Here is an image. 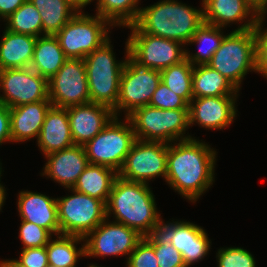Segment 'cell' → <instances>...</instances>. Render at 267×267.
<instances>
[{
  "label": "cell",
  "instance_id": "obj_1",
  "mask_svg": "<svg viewBox=\"0 0 267 267\" xmlns=\"http://www.w3.org/2000/svg\"><path fill=\"white\" fill-rule=\"evenodd\" d=\"M191 138L168 144L165 182L195 203L214 183L216 151L205 141Z\"/></svg>",
  "mask_w": 267,
  "mask_h": 267
},
{
  "label": "cell",
  "instance_id": "obj_2",
  "mask_svg": "<svg viewBox=\"0 0 267 267\" xmlns=\"http://www.w3.org/2000/svg\"><path fill=\"white\" fill-rule=\"evenodd\" d=\"M154 196L149 184L117 176L106 203V217L113 214L114 221L136 230L141 236L151 235L159 231L162 223Z\"/></svg>",
  "mask_w": 267,
  "mask_h": 267
},
{
  "label": "cell",
  "instance_id": "obj_3",
  "mask_svg": "<svg viewBox=\"0 0 267 267\" xmlns=\"http://www.w3.org/2000/svg\"><path fill=\"white\" fill-rule=\"evenodd\" d=\"M201 6L196 9L178 0H161L141 7L134 24L144 33L188 46V41L204 23L202 3Z\"/></svg>",
  "mask_w": 267,
  "mask_h": 267
},
{
  "label": "cell",
  "instance_id": "obj_4",
  "mask_svg": "<svg viewBox=\"0 0 267 267\" xmlns=\"http://www.w3.org/2000/svg\"><path fill=\"white\" fill-rule=\"evenodd\" d=\"M126 57L116 60L110 38L99 48L93 50L84 58L90 102L110 107H116L119 98L120 79L128 54L126 41Z\"/></svg>",
  "mask_w": 267,
  "mask_h": 267
},
{
  "label": "cell",
  "instance_id": "obj_5",
  "mask_svg": "<svg viewBox=\"0 0 267 267\" xmlns=\"http://www.w3.org/2000/svg\"><path fill=\"white\" fill-rule=\"evenodd\" d=\"M136 139L170 144L194 138L189 129V109H160L152 106L137 108L127 116Z\"/></svg>",
  "mask_w": 267,
  "mask_h": 267
},
{
  "label": "cell",
  "instance_id": "obj_6",
  "mask_svg": "<svg viewBox=\"0 0 267 267\" xmlns=\"http://www.w3.org/2000/svg\"><path fill=\"white\" fill-rule=\"evenodd\" d=\"M228 79L238 90L244 77L256 73V40L254 30L227 33L207 64Z\"/></svg>",
  "mask_w": 267,
  "mask_h": 267
},
{
  "label": "cell",
  "instance_id": "obj_7",
  "mask_svg": "<svg viewBox=\"0 0 267 267\" xmlns=\"http://www.w3.org/2000/svg\"><path fill=\"white\" fill-rule=\"evenodd\" d=\"M124 118L125 122L114 116L102 131L84 145L89 164L119 172L136 141L131 122Z\"/></svg>",
  "mask_w": 267,
  "mask_h": 267
},
{
  "label": "cell",
  "instance_id": "obj_8",
  "mask_svg": "<svg viewBox=\"0 0 267 267\" xmlns=\"http://www.w3.org/2000/svg\"><path fill=\"white\" fill-rule=\"evenodd\" d=\"M95 15L77 12L55 35L67 58L84 59L110 38L108 34L113 26Z\"/></svg>",
  "mask_w": 267,
  "mask_h": 267
},
{
  "label": "cell",
  "instance_id": "obj_9",
  "mask_svg": "<svg viewBox=\"0 0 267 267\" xmlns=\"http://www.w3.org/2000/svg\"><path fill=\"white\" fill-rule=\"evenodd\" d=\"M68 190L71 195L56 198L60 234L85 238L107 218L106 203L73 188Z\"/></svg>",
  "mask_w": 267,
  "mask_h": 267
},
{
  "label": "cell",
  "instance_id": "obj_10",
  "mask_svg": "<svg viewBox=\"0 0 267 267\" xmlns=\"http://www.w3.org/2000/svg\"><path fill=\"white\" fill-rule=\"evenodd\" d=\"M129 58L143 68L162 71L186 59L185 45L142 32L135 24L127 26Z\"/></svg>",
  "mask_w": 267,
  "mask_h": 267
},
{
  "label": "cell",
  "instance_id": "obj_11",
  "mask_svg": "<svg viewBox=\"0 0 267 267\" xmlns=\"http://www.w3.org/2000/svg\"><path fill=\"white\" fill-rule=\"evenodd\" d=\"M161 82L159 70L143 68L127 58L120 79L119 98L113 109L114 116L125 117L134 110L149 105L154 91Z\"/></svg>",
  "mask_w": 267,
  "mask_h": 267
},
{
  "label": "cell",
  "instance_id": "obj_12",
  "mask_svg": "<svg viewBox=\"0 0 267 267\" xmlns=\"http://www.w3.org/2000/svg\"><path fill=\"white\" fill-rule=\"evenodd\" d=\"M168 144L136 139L127 154L118 176L135 182L162 176L166 180Z\"/></svg>",
  "mask_w": 267,
  "mask_h": 267
},
{
  "label": "cell",
  "instance_id": "obj_13",
  "mask_svg": "<svg viewBox=\"0 0 267 267\" xmlns=\"http://www.w3.org/2000/svg\"><path fill=\"white\" fill-rule=\"evenodd\" d=\"M48 98L54 107L67 108L90 102L84 59L68 58L48 80Z\"/></svg>",
  "mask_w": 267,
  "mask_h": 267
},
{
  "label": "cell",
  "instance_id": "obj_14",
  "mask_svg": "<svg viewBox=\"0 0 267 267\" xmlns=\"http://www.w3.org/2000/svg\"><path fill=\"white\" fill-rule=\"evenodd\" d=\"M103 220L85 238V257L130 256L143 238L136 230L116 221Z\"/></svg>",
  "mask_w": 267,
  "mask_h": 267
},
{
  "label": "cell",
  "instance_id": "obj_15",
  "mask_svg": "<svg viewBox=\"0 0 267 267\" xmlns=\"http://www.w3.org/2000/svg\"><path fill=\"white\" fill-rule=\"evenodd\" d=\"M0 91V102L9 108L49 100L48 81L30 67L0 70Z\"/></svg>",
  "mask_w": 267,
  "mask_h": 267
},
{
  "label": "cell",
  "instance_id": "obj_16",
  "mask_svg": "<svg viewBox=\"0 0 267 267\" xmlns=\"http://www.w3.org/2000/svg\"><path fill=\"white\" fill-rule=\"evenodd\" d=\"M171 245L182 254L186 267L203 260L210 251L211 240L203 227L189 221L162 223L159 229Z\"/></svg>",
  "mask_w": 267,
  "mask_h": 267
},
{
  "label": "cell",
  "instance_id": "obj_17",
  "mask_svg": "<svg viewBox=\"0 0 267 267\" xmlns=\"http://www.w3.org/2000/svg\"><path fill=\"white\" fill-rule=\"evenodd\" d=\"M238 95L192 98L189 103V126L221 130L228 127L237 116ZM196 123V124H195Z\"/></svg>",
  "mask_w": 267,
  "mask_h": 267
},
{
  "label": "cell",
  "instance_id": "obj_18",
  "mask_svg": "<svg viewBox=\"0 0 267 267\" xmlns=\"http://www.w3.org/2000/svg\"><path fill=\"white\" fill-rule=\"evenodd\" d=\"M67 112L73 142L82 146L102 131L114 117L110 107L92 102L67 107Z\"/></svg>",
  "mask_w": 267,
  "mask_h": 267
},
{
  "label": "cell",
  "instance_id": "obj_19",
  "mask_svg": "<svg viewBox=\"0 0 267 267\" xmlns=\"http://www.w3.org/2000/svg\"><path fill=\"white\" fill-rule=\"evenodd\" d=\"M47 160L41 176L53 179L66 190L73 188L78 177L89 165L84 146L73 145L44 156Z\"/></svg>",
  "mask_w": 267,
  "mask_h": 267
},
{
  "label": "cell",
  "instance_id": "obj_20",
  "mask_svg": "<svg viewBox=\"0 0 267 267\" xmlns=\"http://www.w3.org/2000/svg\"><path fill=\"white\" fill-rule=\"evenodd\" d=\"M202 5L204 23L224 29L238 22L235 30L253 29L259 16L246 0H202Z\"/></svg>",
  "mask_w": 267,
  "mask_h": 267
},
{
  "label": "cell",
  "instance_id": "obj_21",
  "mask_svg": "<svg viewBox=\"0 0 267 267\" xmlns=\"http://www.w3.org/2000/svg\"><path fill=\"white\" fill-rule=\"evenodd\" d=\"M17 198L21 220L41 226L53 236L60 234L56 198L28 190L20 191Z\"/></svg>",
  "mask_w": 267,
  "mask_h": 267
},
{
  "label": "cell",
  "instance_id": "obj_22",
  "mask_svg": "<svg viewBox=\"0 0 267 267\" xmlns=\"http://www.w3.org/2000/svg\"><path fill=\"white\" fill-rule=\"evenodd\" d=\"M52 106L50 100H41L10 108L12 143L37 139L46 114Z\"/></svg>",
  "mask_w": 267,
  "mask_h": 267
},
{
  "label": "cell",
  "instance_id": "obj_23",
  "mask_svg": "<svg viewBox=\"0 0 267 267\" xmlns=\"http://www.w3.org/2000/svg\"><path fill=\"white\" fill-rule=\"evenodd\" d=\"M37 145L43 155L75 145L71 136L67 108L52 106L49 109L37 138Z\"/></svg>",
  "mask_w": 267,
  "mask_h": 267
},
{
  "label": "cell",
  "instance_id": "obj_24",
  "mask_svg": "<svg viewBox=\"0 0 267 267\" xmlns=\"http://www.w3.org/2000/svg\"><path fill=\"white\" fill-rule=\"evenodd\" d=\"M0 40V70L28 68L37 37L4 29Z\"/></svg>",
  "mask_w": 267,
  "mask_h": 267
},
{
  "label": "cell",
  "instance_id": "obj_25",
  "mask_svg": "<svg viewBox=\"0 0 267 267\" xmlns=\"http://www.w3.org/2000/svg\"><path fill=\"white\" fill-rule=\"evenodd\" d=\"M67 59L57 38L43 35L36 39L30 68L48 81Z\"/></svg>",
  "mask_w": 267,
  "mask_h": 267
},
{
  "label": "cell",
  "instance_id": "obj_26",
  "mask_svg": "<svg viewBox=\"0 0 267 267\" xmlns=\"http://www.w3.org/2000/svg\"><path fill=\"white\" fill-rule=\"evenodd\" d=\"M193 98L238 95L239 90L209 65H196L192 73Z\"/></svg>",
  "mask_w": 267,
  "mask_h": 267
},
{
  "label": "cell",
  "instance_id": "obj_27",
  "mask_svg": "<svg viewBox=\"0 0 267 267\" xmlns=\"http://www.w3.org/2000/svg\"><path fill=\"white\" fill-rule=\"evenodd\" d=\"M118 173L111 168L89 164L78 177L73 189L107 203Z\"/></svg>",
  "mask_w": 267,
  "mask_h": 267
},
{
  "label": "cell",
  "instance_id": "obj_28",
  "mask_svg": "<svg viewBox=\"0 0 267 267\" xmlns=\"http://www.w3.org/2000/svg\"><path fill=\"white\" fill-rule=\"evenodd\" d=\"M56 237H51L45 246L49 266L76 267L79 257H85V243L77 248V244L84 242V238L67 234H58Z\"/></svg>",
  "mask_w": 267,
  "mask_h": 267
},
{
  "label": "cell",
  "instance_id": "obj_29",
  "mask_svg": "<svg viewBox=\"0 0 267 267\" xmlns=\"http://www.w3.org/2000/svg\"><path fill=\"white\" fill-rule=\"evenodd\" d=\"M39 11L43 35L55 36L78 12L66 0H29Z\"/></svg>",
  "mask_w": 267,
  "mask_h": 267
},
{
  "label": "cell",
  "instance_id": "obj_30",
  "mask_svg": "<svg viewBox=\"0 0 267 267\" xmlns=\"http://www.w3.org/2000/svg\"><path fill=\"white\" fill-rule=\"evenodd\" d=\"M222 30V31H221ZM223 28L203 23L201 27L193 34L188 44L200 45L198 51L194 54L186 50V59L193 65H207L214 53L220 47L225 35ZM204 44V46H202Z\"/></svg>",
  "mask_w": 267,
  "mask_h": 267
},
{
  "label": "cell",
  "instance_id": "obj_31",
  "mask_svg": "<svg viewBox=\"0 0 267 267\" xmlns=\"http://www.w3.org/2000/svg\"><path fill=\"white\" fill-rule=\"evenodd\" d=\"M141 0H97L96 14L107 20L113 27H127L138 18ZM138 4V5H137Z\"/></svg>",
  "mask_w": 267,
  "mask_h": 267
},
{
  "label": "cell",
  "instance_id": "obj_32",
  "mask_svg": "<svg viewBox=\"0 0 267 267\" xmlns=\"http://www.w3.org/2000/svg\"><path fill=\"white\" fill-rule=\"evenodd\" d=\"M5 29L35 37L43 36V26L37 8L26 0L13 14L4 20Z\"/></svg>",
  "mask_w": 267,
  "mask_h": 267
},
{
  "label": "cell",
  "instance_id": "obj_33",
  "mask_svg": "<svg viewBox=\"0 0 267 267\" xmlns=\"http://www.w3.org/2000/svg\"><path fill=\"white\" fill-rule=\"evenodd\" d=\"M194 66L187 60L171 65L160 71L161 81L174 91L175 94L182 97L188 104L193 98L192 92V73Z\"/></svg>",
  "mask_w": 267,
  "mask_h": 267
},
{
  "label": "cell",
  "instance_id": "obj_34",
  "mask_svg": "<svg viewBox=\"0 0 267 267\" xmlns=\"http://www.w3.org/2000/svg\"><path fill=\"white\" fill-rule=\"evenodd\" d=\"M145 238L153 245L159 267H186L182 254L176 250L159 230Z\"/></svg>",
  "mask_w": 267,
  "mask_h": 267
},
{
  "label": "cell",
  "instance_id": "obj_35",
  "mask_svg": "<svg viewBox=\"0 0 267 267\" xmlns=\"http://www.w3.org/2000/svg\"><path fill=\"white\" fill-rule=\"evenodd\" d=\"M217 267H256L254 256L241 247H226L216 253Z\"/></svg>",
  "mask_w": 267,
  "mask_h": 267
},
{
  "label": "cell",
  "instance_id": "obj_36",
  "mask_svg": "<svg viewBox=\"0 0 267 267\" xmlns=\"http://www.w3.org/2000/svg\"><path fill=\"white\" fill-rule=\"evenodd\" d=\"M19 227V237L23 244L22 249L45 247L53 236L45 228L34 223L21 220Z\"/></svg>",
  "mask_w": 267,
  "mask_h": 267
},
{
  "label": "cell",
  "instance_id": "obj_37",
  "mask_svg": "<svg viewBox=\"0 0 267 267\" xmlns=\"http://www.w3.org/2000/svg\"><path fill=\"white\" fill-rule=\"evenodd\" d=\"M266 13L259 14L253 28L256 40V73L267 79V28L264 29Z\"/></svg>",
  "mask_w": 267,
  "mask_h": 267
},
{
  "label": "cell",
  "instance_id": "obj_38",
  "mask_svg": "<svg viewBox=\"0 0 267 267\" xmlns=\"http://www.w3.org/2000/svg\"><path fill=\"white\" fill-rule=\"evenodd\" d=\"M149 106L160 109H189V104L162 81L154 91Z\"/></svg>",
  "mask_w": 267,
  "mask_h": 267
},
{
  "label": "cell",
  "instance_id": "obj_39",
  "mask_svg": "<svg viewBox=\"0 0 267 267\" xmlns=\"http://www.w3.org/2000/svg\"><path fill=\"white\" fill-rule=\"evenodd\" d=\"M126 267H159L153 245L143 237L126 258Z\"/></svg>",
  "mask_w": 267,
  "mask_h": 267
},
{
  "label": "cell",
  "instance_id": "obj_40",
  "mask_svg": "<svg viewBox=\"0 0 267 267\" xmlns=\"http://www.w3.org/2000/svg\"><path fill=\"white\" fill-rule=\"evenodd\" d=\"M19 259H12L20 267H48L45 247L21 249Z\"/></svg>",
  "mask_w": 267,
  "mask_h": 267
},
{
  "label": "cell",
  "instance_id": "obj_41",
  "mask_svg": "<svg viewBox=\"0 0 267 267\" xmlns=\"http://www.w3.org/2000/svg\"><path fill=\"white\" fill-rule=\"evenodd\" d=\"M11 142L10 108L0 102V145Z\"/></svg>",
  "mask_w": 267,
  "mask_h": 267
},
{
  "label": "cell",
  "instance_id": "obj_42",
  "mask_svg": "<svg viewBox=\"0 0 267 267\" xmlns=\"http://www.w3.org/2000/svg\"><path fill=\"white\" fill-rule=\"evenodd\" d=\"M26 0H0V19L3 21L13 14Z\"/></svg>",
  "mask_w": 267,
  "mask_h": 267
},
{
  "label": "cell",
  "instance_id": "obj_43",
  "mask_svg": "<svg viewBox=\"0 0 267 267\" xmlns=\"http://www.w3.org/2000/svg\"><path fill=\"white\" fill-rule=\"evenodd\" d=\"M253 9L258 13H266L267 14V0H246Z\"/></svg>",
  "mask_w": 267,
  "mask_h": 267
},
{
  "label": "cell",
  "instance_id": "obj_44",
  "mask_svg": "<svg viewBox=\"0 0 267 267\" xmlns=\"http://www.w3.org/2000/svg\"><path fill=\"white\" fill-rule=\"evenodd\" d=\"M78 12H82L83 7H86L93 0H66Z\"/></svg>",
  "mask_w": 267,
  "mask_h": 267
},
{
  "label": "cell",
  "instance_id": "obj_45",
  "mask_svg": "<svg viewBox=\"0 0 267 267\" xmlns=\"http://www.w3.org/2000/svg\"><path fill=\"white\" fill-rule=\"evenodd\" d=\"M2 174V169L0 170V178ZM1 182V179H0ZM6 188L0 183V211L2 210V206H4L5 199H6Z\"/></svg>",
  "mask_w": 267,
  "mask_h": 267
},
{
  "label": "cell",
  "instance_id": "obj_46",
  "mask_svg": "<svg viewBox=\"0 0 267 267\" xmlns=\"http://www.w3.org/2000/svg\"><path fill=\"white\" fill-rule=\"evenodd\" d=\"M0 267H20L11 259H5L4 261H0Z\"/></svg>",
  "mask_w": 267,
  "mask_h": 267
},
{
  "label": "cell",
  "instance_id": "obj_47",
  "mask_svg": "<svg viewBox=\"0 0 267 267\" xmlns=\"http://www.w3.org/2000/svg\"><path fill=\"white\" fill-rule=\"evenodd\" d=\"M88 267H101V266H97L96 264H89V266Z\"/></svg>",
  "mask_w": 267,
  "mask_h": 267
}]
</instances>
